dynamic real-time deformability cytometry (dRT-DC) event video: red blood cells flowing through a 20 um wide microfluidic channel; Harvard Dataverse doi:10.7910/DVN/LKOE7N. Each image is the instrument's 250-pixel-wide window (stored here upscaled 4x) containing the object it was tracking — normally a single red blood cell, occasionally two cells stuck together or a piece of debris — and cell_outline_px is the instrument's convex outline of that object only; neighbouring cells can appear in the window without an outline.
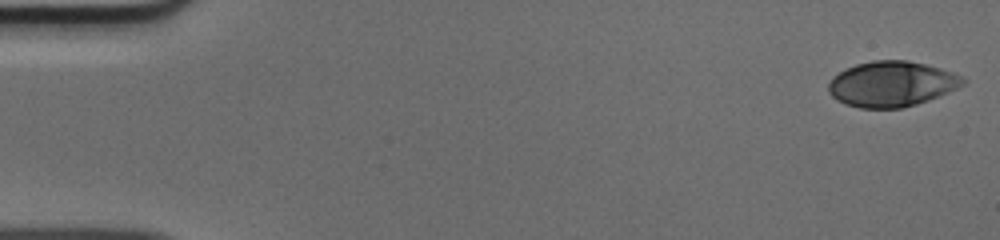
{"species": "human", "species_latin": "Homo sapiens", "temperature_condition": "cold", "stored_images_in_passage": 50, "camera_frame_rate_fps": 3000, "um_per_image_px": 0.085, "donor": {"sex": "male"}, "frame": {"image": 1, "passage_image": 1, "time_ms": 0.0, "image_size_px": [1000, 240], "cell_outline_px": [[968, 80], [964, 84], [948, 92], [928, 100], [916, 104], [900, 108], [860, 108], [844, 104], [836, 100], [828, 92], [828, 84], [832, 76], [856, 64], [872, 60], [908, 60], [940, 68], [952, 72]], "centroid_in_image_um": [75.76, 7.14], "position_along_channel_um": 9.2, "area_um2": 35.55}}
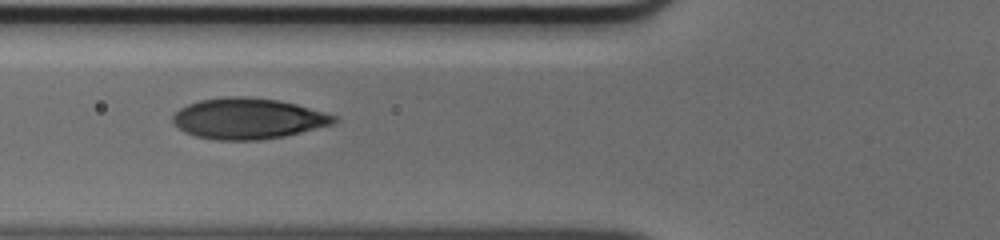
{"frame": {"image": 2, "passage_image": 19, "time_ms": 6.0, "image_size_px": [1000, 240], "cell_outline_px": [[336, 120], [332, 124], [284, 136], [260, 140], [216, 140], [196, 136], [184, 132], [172, 120], [172, 116], [180, 108], [188, 104], [200, 100], [228, 96], [244, 96], [276, 100], [296, 104], [324, 112], [336, 116]], "centroid_in_image_um": [21.05, 10.08], "position_along_channel_um": 104.7, "area_um2": 38.03}}
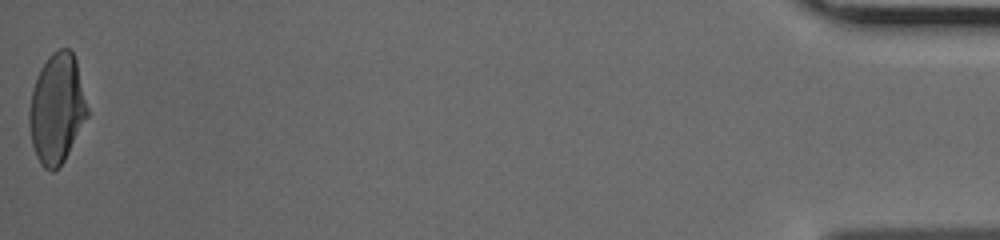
{"frame": {"image": 3, "passage_image": 50, "time_ms": 16.333, "image_size_px": [1000, 240], "cell_outline_px": [[88, 116], [64, 160], [52, 172], [48, 172], [40, 164], [36, 156], [32, 144], [28, 120], [28, 112], [32, 88], [40, 68], [48, 56], [52, 52], [60, 48], [68, 48], [72, 52], [76, 60], [88, 108]], "centroid_in_image_um": [4.81, 9.23], "position_along_channel_um": 430.4, "area_um2": 37.22}}